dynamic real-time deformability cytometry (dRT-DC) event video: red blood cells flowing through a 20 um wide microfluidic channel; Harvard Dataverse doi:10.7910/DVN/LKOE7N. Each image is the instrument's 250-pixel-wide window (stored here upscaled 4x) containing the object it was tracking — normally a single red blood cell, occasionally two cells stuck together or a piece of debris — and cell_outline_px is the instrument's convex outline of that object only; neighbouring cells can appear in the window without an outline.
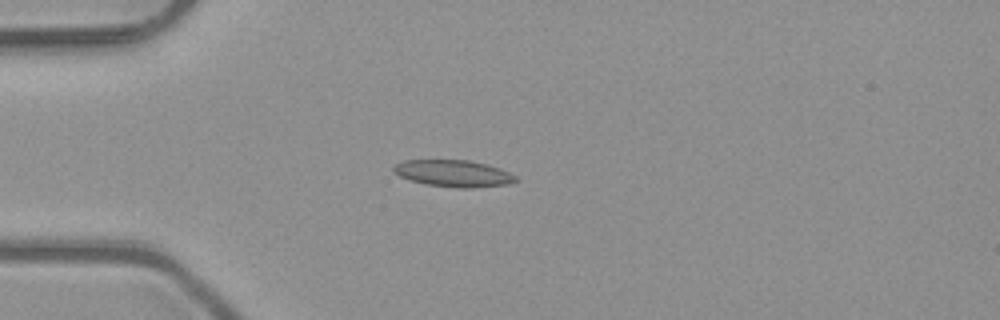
{"species": "common noctule bat (a hibernating species)", "species_latin": "Nyctalus noctula", "temperature_condition": "room temperature", "stored_images_in_passage": 4, "camera_frame_rate_fps": 3000, "um_per_image_px": 0.085, "animal": {"sex": "male", "body_mass_g": 23.1, "forearm_length_mm": 52.7}, "frame": {"image": 1, "passage_image": 3, "time_ms": 0.667, "image_size_px": [1000, 320], "cell_outline_px": [[516, 180], [508, 184], [472, 188], [456, 188], [424, 184], [408, 180], [400, 176], [392, 168], [396, 164], [404, 160], [468, 160], [488, 164], [500, 168], [516, 176]], "centroid_in_image_um": [38.54, 14.74], "position_along_channel_um": 46.5, "area_um2": 19.07}}